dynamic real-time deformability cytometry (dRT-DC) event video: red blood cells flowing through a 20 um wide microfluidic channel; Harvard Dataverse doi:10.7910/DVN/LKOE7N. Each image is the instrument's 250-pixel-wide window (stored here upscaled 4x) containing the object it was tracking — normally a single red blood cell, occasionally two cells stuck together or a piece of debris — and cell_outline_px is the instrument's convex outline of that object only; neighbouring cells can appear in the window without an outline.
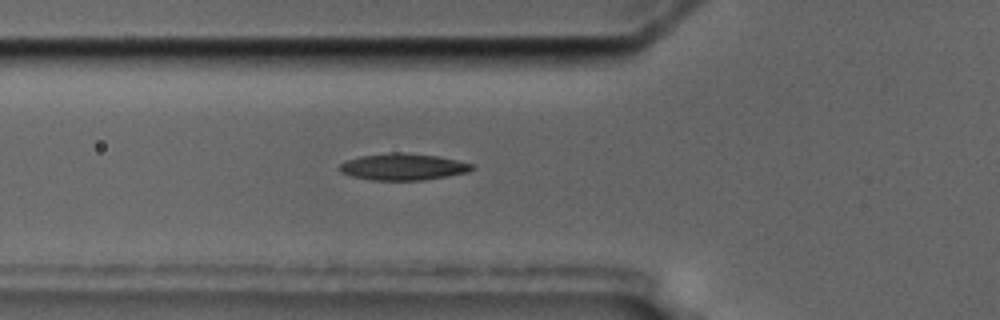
{"species": "common noctule bat (a hibernating species)", "species_latin": "Nyctalus noctula", "temperature_condition": "cold", "stored_images_in_passage": 2, "camera_frame_rate_fps": 3000, "um_per_image_px": 0.085, "animal": {"sex": "male", "body_mass_g": 17.5, "forearm_length_mm": 52.3}, "frame": {"image": 1, "passage_image": 2, "time_ms": 1.0, "image_size_px": [1000, 320], "cell_outline_px": [[476, 168], [468, 172], [448, 176], [424, 180], [372, 180], [352, 176], [340, 172], [336, 168], [340, 164], [348, 160], [360, 156], [392, 152], [404, 152], [436, 156], [476, 164]], "centroid_in_image_um": [34.28, 14.18], "position_along_channel_um": 91.5, "area_um2": 20.69}}